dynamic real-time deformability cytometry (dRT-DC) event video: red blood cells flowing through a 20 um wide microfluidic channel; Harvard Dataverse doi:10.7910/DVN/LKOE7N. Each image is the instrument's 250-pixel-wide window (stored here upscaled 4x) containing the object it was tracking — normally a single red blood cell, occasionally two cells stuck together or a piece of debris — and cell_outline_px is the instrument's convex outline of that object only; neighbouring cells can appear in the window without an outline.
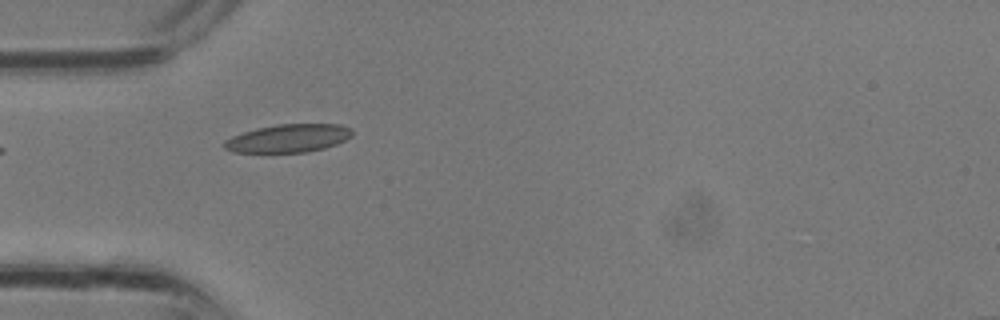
{"species": "common noctule bat (a hibernating species)", "species_latin": "Nyctalus noctula", "temperature_condition": "room temperature", "stored_images_in_passage": 3, "camera_frame_rate_fps": 3000, "um_per_image_px": 0.085, "animal": {"sex": "male", "body_mass_g": 13.3}, "frame": {"image": 1, "passage_image": 1, "time_ms": 0.0, "image_size_px": [1000, 320], "cell_outline_px": [[352, 136], [336, 144], [324, 148], [308, 152], [232, 152], [224, 148], [220, 144], [224, 140], [232, 136], [256, 128], [276, 124], [340, 124], [352, 128]], "centroid_in_image_um": [24.48, 11.75], "position_along_channel_um": 60.5, "area_um2": 21.1}}
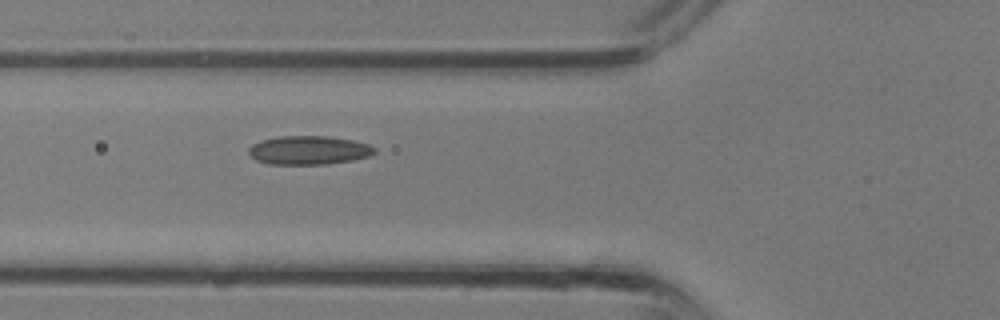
{"frame": {"image": 2, "passage_image": 3, "time_ms": 0.667, "image_size_px": [1000, 320], "cell_outline_px": [[376, 152], [368, 156], [352, 160], [328, 164], [268, 164], [256, 160], [248, 152], [248, 148], [252, 144], [264, 140], [280, 136], [328, 136], [352, 140], [368, 144], [376, 148]], "centroid_in_image_um": [26.25, 12.77], "position_along_channel_um": 99.5, "area_um2": 20.98}}